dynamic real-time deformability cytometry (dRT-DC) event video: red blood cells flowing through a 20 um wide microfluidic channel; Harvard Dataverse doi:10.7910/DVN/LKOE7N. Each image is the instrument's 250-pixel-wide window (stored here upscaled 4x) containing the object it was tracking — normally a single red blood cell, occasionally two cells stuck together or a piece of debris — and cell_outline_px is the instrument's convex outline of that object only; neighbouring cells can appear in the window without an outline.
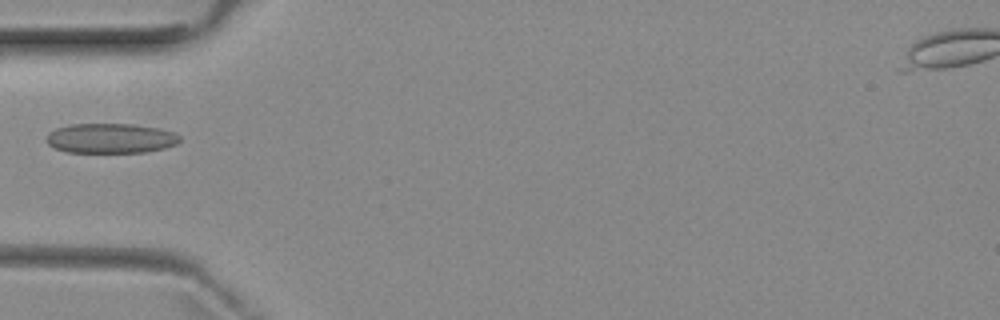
{"species": "common noctule bat (a hibernating species)", "species_latin": "Nyctalus noctula", "temperature_condition": "room temperature", "stored_images_in_passage": 6, "camera_frame_rate_fps": 3000, "um_per_image_px": 0.085, "animal": {"sex": "female", "body_mass_g": 29.2, "forearm_length_mm": 56.3}, "frame": {"image": 1, "passage_image": 4, "time_ms": 5.0, "image_size_px": [1000, 320], "cell_outline_px": [[180, 140], [176, 144], [164, 148], [144, 152], [68, 152], [56, 148], [48, 144], [44, 140], [48, 132], [56, 128], [72, 124], [132, 124], [160, 128], [172, 132], [180, 136]], "centroid_in_image_um": [9.38, 11.75], "position_along_channel_um": 75.6, "area_um2": 23.18}}
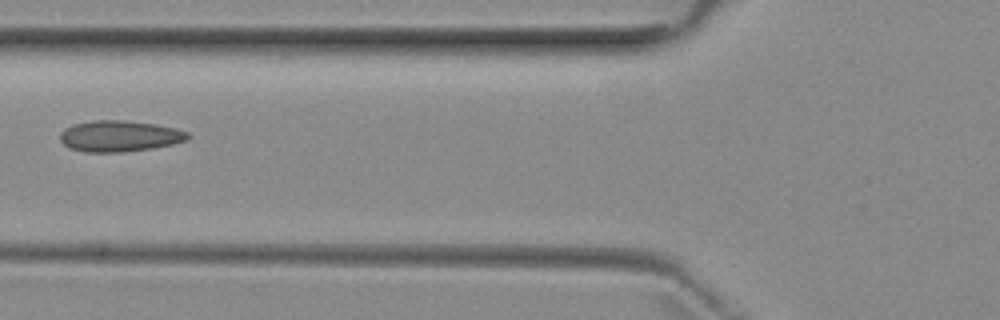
{"frame": {"image": 2, "passage_image": 5, "time_ms": 6.0, "image_size_px": [1000, 320], "cell_outline_px": [[192, 136], [188, 140], [172, 144], [152, 148], [120, 152], [84, 152], [72, 148], [64, 144], [60, 140], [60, 132], [64, 128], [72, 124], [92, 120], [124, 120], [156, 124], [176, 128], [188, 132]], "centroid_in_image_um": [10.17, 11.55], "position_along_channel_um": 115.6, "area_um2": 23.29}}
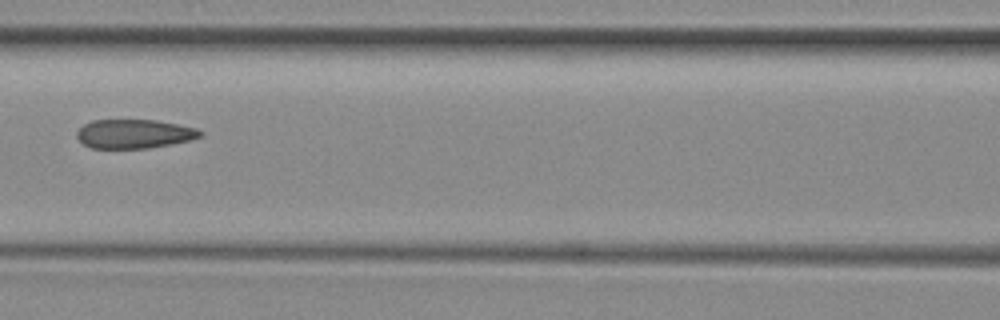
{"frame": {"image": 3, "passage_image": 6, "time_ms": 7.0, "image_size_px": [1000, 320], "cell_outline_px": [[204, 132], [200, 136], [192, 140], [148, 148], [92, 148], [84, 144], [76, 136], [76, 132], [84, 124], [92, 120], [156, 120], [196, 128]], "centroid_in_image_um": [11.4, 11.37], "position_along_channel_um": 155.2, "area_um2": 20.75}}